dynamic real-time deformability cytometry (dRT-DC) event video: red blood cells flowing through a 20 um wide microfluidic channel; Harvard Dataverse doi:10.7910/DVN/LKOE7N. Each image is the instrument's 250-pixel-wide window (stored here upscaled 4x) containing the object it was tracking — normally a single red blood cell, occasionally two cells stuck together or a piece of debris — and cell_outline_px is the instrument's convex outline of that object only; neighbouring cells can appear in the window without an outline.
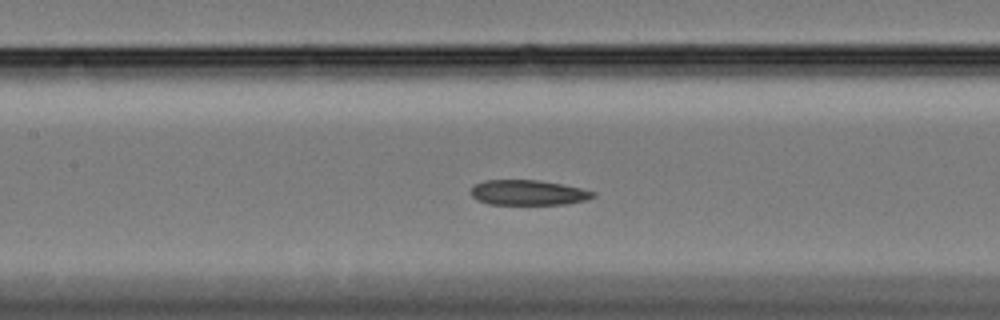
{"species": "Egyptian fruit bat (a non-hibernating species)", "species_latin": "Rousettus aegyptiacus", "temperature_condition": "cold", "stored_images_in_passage": 56, "camera_frame_rate_fps": 3000, "um_per_image_px": 0.085, "animal": {"sex": "female"}, "frame": {"image": 1, "passage_image": 24, "time_ms": 7.667, "image_size_px": [1000, 320], "cell_outline_px": [[596, 196], [588, 200], [568, 204], [488, 204], [476, 200], [472, 196], [472, 188], [476, 184], [484, 180], [540, 180], [580, 188], [596, 192]], "centroid_in_image_um": [44.92, 16.38], "position_along_channel_um": 162.5, "area_um2": 17.92}}
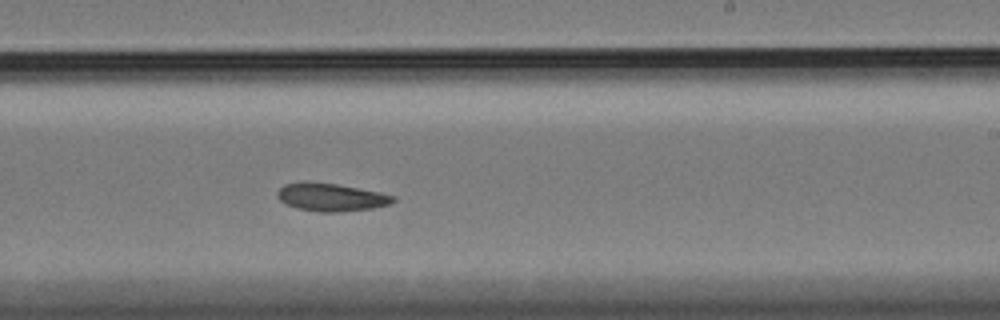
{"frame": {"image": 2, "passage_image": 33, "time_ms": 10.667, "image_size_px": [1000, 320], "cell_outline_px": [[396, 200], [388, 204], [372, 208], [336, 212], [320, 212], [296, 208], [284, 204], [276, 196], [276, 192], [284, 184], [304, 180], [336, 184], [380, 192], [396, 196]], "centroid_in_image_um": [28.08, 16.75], "position_along_channel_um": 260.9, "area_um2": 19.02}}
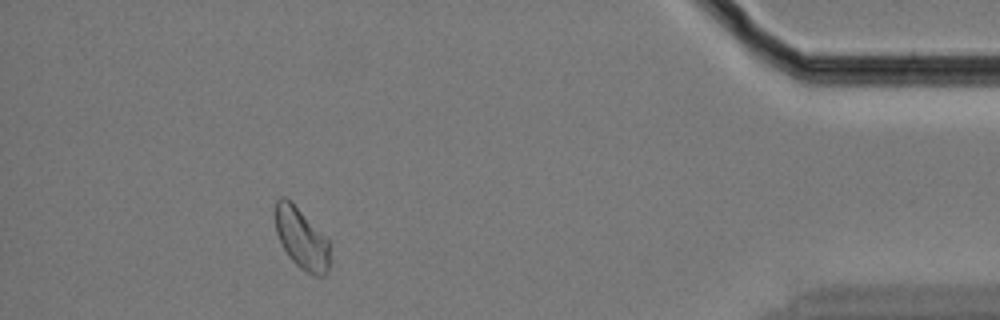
{"frame": {"image": 3, "passage_image": 51, "time_ms": 16.667, "image_size_px": [1000, 320], "cell_outline_px": [[328, 272], [324, 276], [316, 276], [300, 268], [288, 256], [276, 232], [272, 212], [276, 200], [280, 196], [284, 196], [328, 240]], "centroid_in_image_um": [25.56, 20.27], "position_along_channel_um": 409.6, "area_um2": 18.96}, "authors_computed_cell_mechanics": {"area_um2": 19.5653, "velocity_mm_per_s": 3.2928, "shape_relaxation_time_tau1_ms": 10.6967, "shape_relaxation_time_tau2_ms": null, "deformation_change_tau1": 0.1453, "deformation_change_tau2": null}}